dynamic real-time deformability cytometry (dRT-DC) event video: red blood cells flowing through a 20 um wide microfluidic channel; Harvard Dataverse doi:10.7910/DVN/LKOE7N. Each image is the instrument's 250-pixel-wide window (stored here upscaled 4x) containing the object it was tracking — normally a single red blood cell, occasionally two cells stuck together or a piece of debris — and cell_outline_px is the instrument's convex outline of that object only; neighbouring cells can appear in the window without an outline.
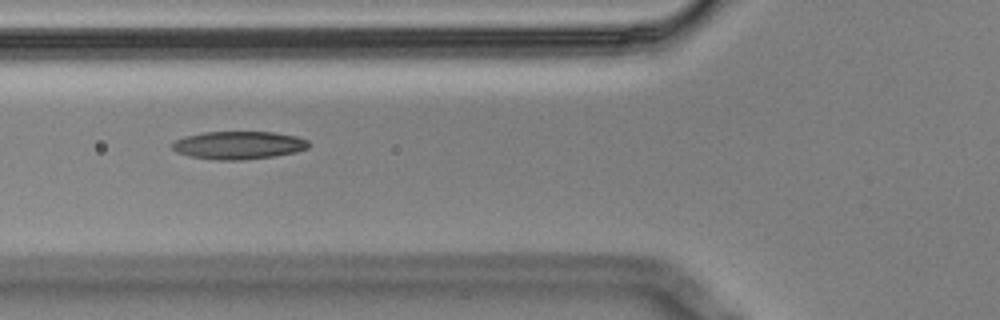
{"species": "Egyptian fruit bat (a non-hibernating species)", "species_latin": "Rousettus aegyptiacus", "temperature_condition": "cold", "stored_images_in_passage": 3, "camera_frame_rate_fps": 3000, "um_per_image_px": 0.085, "animal": {"sex": "male"}, "frame": {"image": 1, "passage_image": 2, "time_ms": 0.333, "image_size_px": [1000, 320], "cell_outline_px": [[308, 148], [296, 152], [272, 156], [240, 160], [220, 160], [188, 156], [176, 152], [172, 148], [172, 140], [184, 136], [204, 132], [272, 132], [296, 136], [308, 140]], "centroid_in_image_um": [20.23, 12.33], "position_along_channel_um": 105.6, "area_um2": 22.2}}
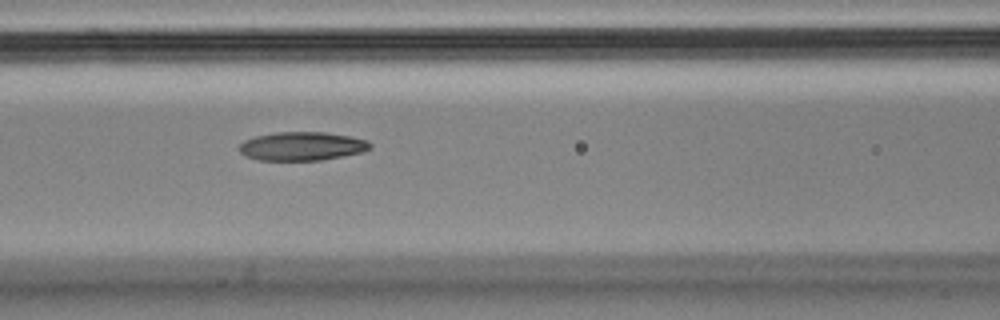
{"frame": {"image": 2, "passage_image": 3, "time_ms": 0.667, "image_size_px": [1000, 320], "cell_outline_px": [[372, 148], [364, 152], [320, 160], [260, 160], [244, 156], [240, 152], [240, 144], [244, 140], [256, 136], [276, 132], [324, 132], [348, 136], [368, 140], [372, 144]], "centroid_in_image_um": [25.69, 12.43], "position_along_channel_um": 140.9, "area_um2": 21.85}}